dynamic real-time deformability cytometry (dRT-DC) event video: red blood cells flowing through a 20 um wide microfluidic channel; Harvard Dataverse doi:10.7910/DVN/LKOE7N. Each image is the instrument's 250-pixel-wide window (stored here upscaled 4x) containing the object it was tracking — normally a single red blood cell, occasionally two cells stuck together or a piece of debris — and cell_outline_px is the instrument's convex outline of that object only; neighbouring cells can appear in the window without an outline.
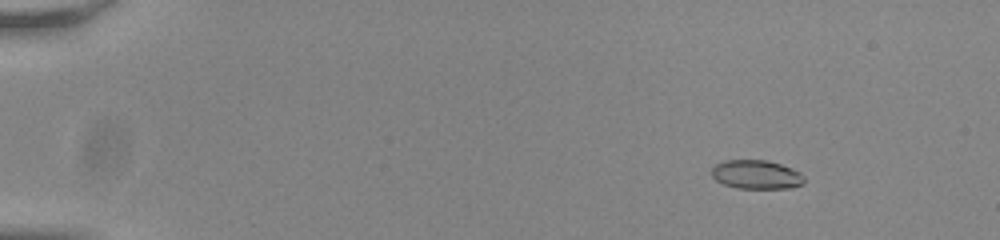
{"species": "common noctule bat (a hibernating species)", "species_latin": "Nyctalus noctula", "temperature_condition": "room temperature", "stored_images_in_passage": 56, "camera_frame_rate_fps": 3000, "um_per_image_px": 0.085, "animal": {"sex": "male", "body_mass_g": 20.0, "forearm_length_mm": 53.3}, "frame": {"image": 1, "passage_image": 8, "time_ms": 2.333, "image_size_px": [1000, 240], "cell_outline_px": [[804, 184], [792, 188], [736, 188], [724, 184], [716, 180], [712, 176], [712, 168], [716, 164], [724, 160], [768, 160], [792, 168], [800, 172], [804, 176]], "centroid_in_image_um": [64.31, 14.84], "position_along_channel_um": 20.7, "area_um2": 15.66}}
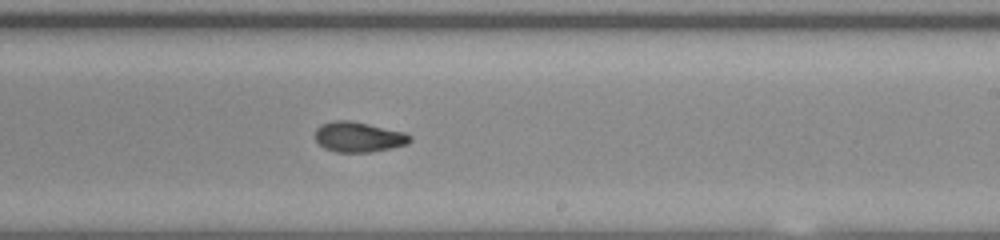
{"frame": {"image": 2, "passage_image": 36, "time_ms": 11.667, "image_size_px": [1000, 240], "cell_outline_px": [[412, 140], [408, 144], [372, 152], [336, 152], [324, 148], [316, 140], [316, 128], [320, 124], [332, 120], [352, 120], [404, 132], [412, 136]], "centroid_in_image_um": [30.48, 11.63], "position_along_channel_um": 258.5, "area_um2": 16.82}}
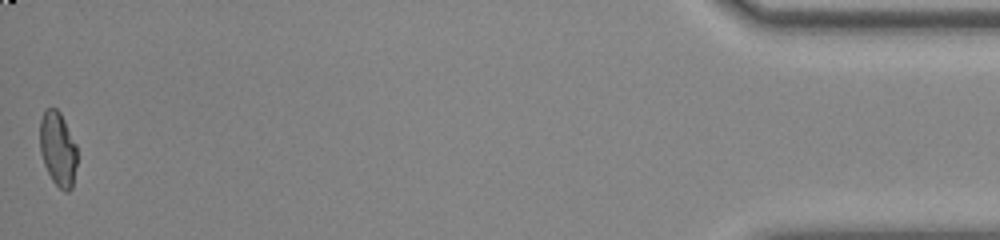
{"frame": {"image": 3, "passage_image": 56, "time_ms": 18.333, "image_size_px": [1000, 240], "cell_outline_px": [[76, 164], [72, 188], [68, 192], [64, 192], [52, 180], [44, 164], [40, 152], [40, 120], [44, 108], [56, 108], [60, 112], [76, 144]], "centroid_in_image_um": [4.91, 12.64], "position_along_channel_um": 430.3, "area_um2": 16.13}, "authors_computed_cell_mechanics": {"area_um2": 16.473, "velocity_mm_per_s": 3.8302, "shape_relaxation_time_tau1_ms": 5.5823, "shape_relaxation_time_tau2_ms": 1.6907, "deformation_change_tau1": 0.1617, "deformation_change_tau2": 0.0681}}